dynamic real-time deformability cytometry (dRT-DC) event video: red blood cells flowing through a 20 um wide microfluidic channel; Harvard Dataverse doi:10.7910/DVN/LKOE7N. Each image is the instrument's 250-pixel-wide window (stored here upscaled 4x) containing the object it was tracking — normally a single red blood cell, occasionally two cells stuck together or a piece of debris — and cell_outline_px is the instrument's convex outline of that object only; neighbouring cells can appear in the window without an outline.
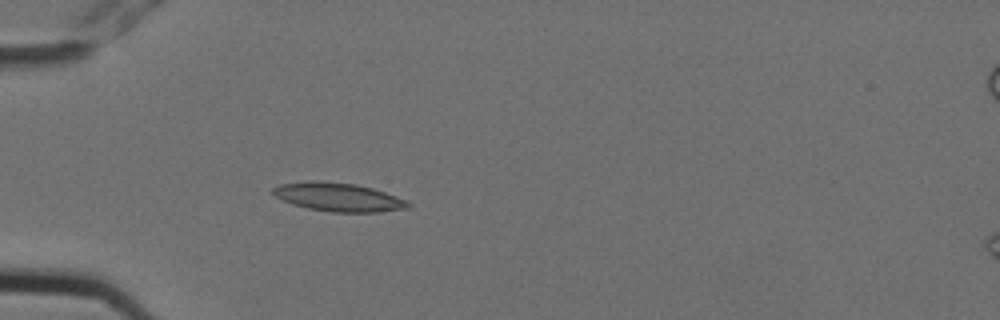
{"species": "Egyptian fruit bat (a non-hibernating species)", "species_latin": "Rousettus aegyptiacus", "temperature_condition": "cold", "stored_images_in_passage": 6, "camera_frame_rate_fps": 3000, "um_per_image_px": 0.085, "animal": {"sex": "female"}, "frame": {"image": 1, "passage_image": 4, "time_ms": 1.0, "image_size_px": [1000, 320], "cell_outline_px": [[412, 204], [408, 208], [380, 212], [332, 212], [308, 208], [292, 204], [276, 196], [272, 192], [272, 188], [280, 184], [312, 180], [316, 180], [356, 184], [372, 188], [408, 200]], "centroid_in_image_um": [28.78, 16.75], "position_along_channel_um": 56.2, "area_um2": 22.48}}